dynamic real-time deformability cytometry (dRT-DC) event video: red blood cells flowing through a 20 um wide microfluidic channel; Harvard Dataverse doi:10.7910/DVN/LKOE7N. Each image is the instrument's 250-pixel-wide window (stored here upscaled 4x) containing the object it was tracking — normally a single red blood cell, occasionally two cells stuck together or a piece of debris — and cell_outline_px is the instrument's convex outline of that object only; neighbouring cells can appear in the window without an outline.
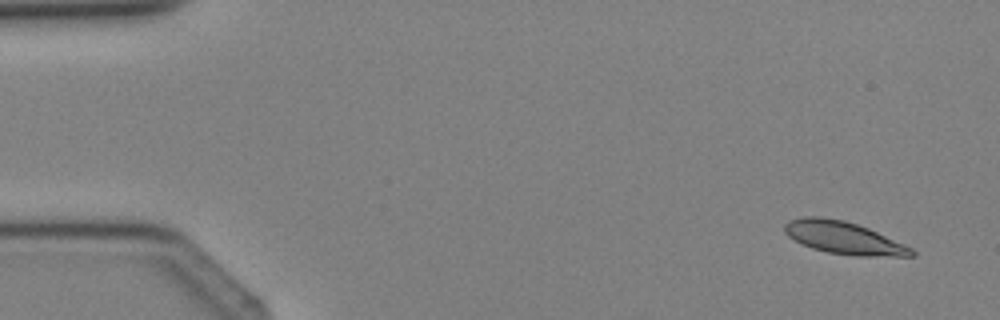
{"species": "Egyptian fruit bat (a non-hibernating species)", "species_latin": "Rousettus aegyptiacus", "temperature_condition": "cold", "stored_images_in_passage": 4, "camera_frame_rate_fps": 3000, "um_per_image_px": 0.085, "animal": {"sex": "female"}, "frame": {"image": 1, "passage_image": 1, "time_ms": 0.0, "image_size_px": [1000, 320], "cell_outline_px": [[916, 256], [856, 256], [828, 252], [812, 248], [788, 236], [784, 232], [784, 224], [788, 220], [804, 216], [820, 216], [844, 220], [868, 228], [904, 244], [912, 248], [916, 252]], "centroid_in_image_um": [71.71, 20.2], "position_along_channel_um": 13.3, "area_um2": 23.93}}
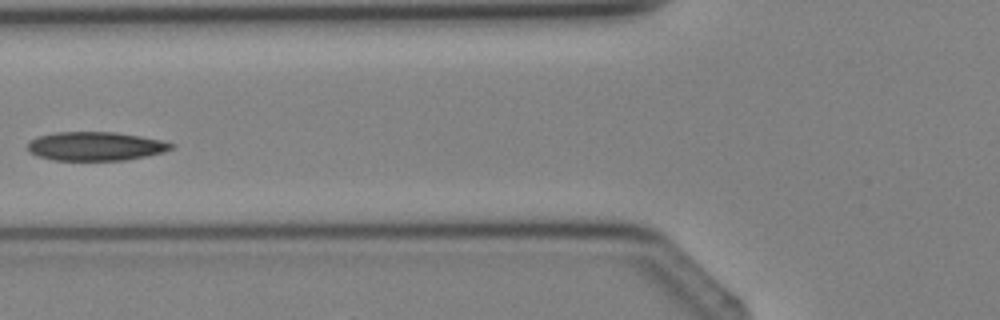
{"frame": {"image": 2, "passage_image": 4, "time_ms": 4.333, "image_size_px": [1000, 320], "cell_outline_px": [[176, 144], [172, 148], [164, 152], [124, 160], [52, 160], [36, 156], [28, 152], [28, 140], [36, 136], [56, 132], [116, 132], [140, 136], [160, 140]], "centroid_in_image_um": [8.06, 12.42], "position_along_channel_um": 117.7, "area_um2": 24.22}}